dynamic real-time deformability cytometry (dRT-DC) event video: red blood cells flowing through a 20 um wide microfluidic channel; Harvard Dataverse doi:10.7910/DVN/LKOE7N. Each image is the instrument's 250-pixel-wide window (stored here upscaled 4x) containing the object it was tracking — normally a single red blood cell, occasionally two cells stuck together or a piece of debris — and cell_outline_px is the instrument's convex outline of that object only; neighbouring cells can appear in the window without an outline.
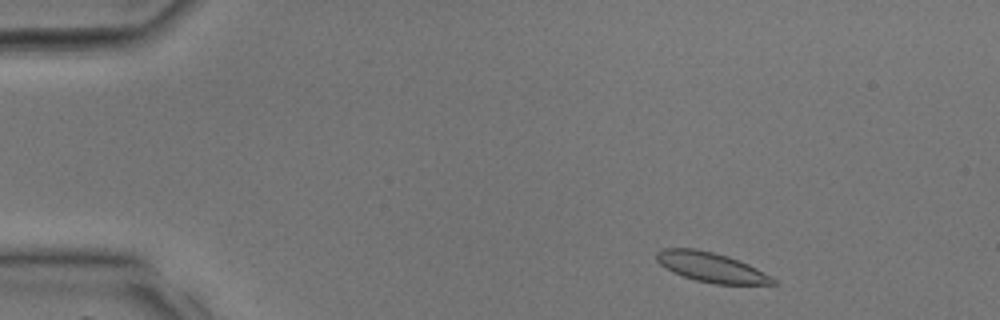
{"species": "common noctule bat (a hibernating species)", "species_latin": "Nyctalus noctula", "temperature_condition": "room temperature", "stored_images_in_passage": 31, "camera_frame_rate_fps": 3000, "um_per_image_px": 0.085, "animal": {"sex": "male", "body_mass_g": 17.9, "forearm_length_mm": 54.2}, "frame": {"image": 1, "passage_image": 2, "time_ms": 0.333, "image_size_px": [1000, 320], "cell_outline_px": [[776, 284], [716, 284], [696, 280], [672, 272], [664, 268], [656, 260], [656, 252], [660, 248], [692, 248], [712, 252], [728, 256], [748, 264], [756, 268], [776, 280]], "centroid_in_image_um": [60.39, 22.7], "position_along_channel_um": 24.6, "area_um2": 20.0}}
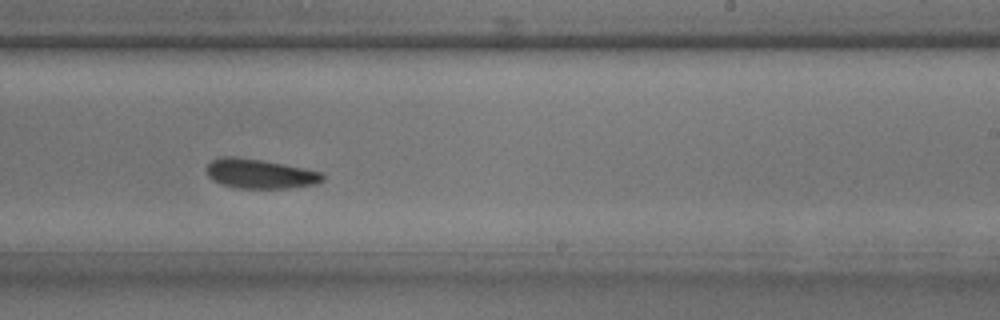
{"frame": {"image": 2, "passage_image": 19, "time_ms": 6.0, "image_size_px": [1000, 320], "cell_outline_px": [[324, 180], [316, 184], [288, 188], [236, 188], [220, 184], [212, 180], [208, 176], [208, 164], [212, 160], [220, 156], [236, 156], [284, 164], [324, 172]], "centroid_in_image_um": [22.11, 14.77], "position_along_channel_um": 266.9, "area_um2": 20.06}}
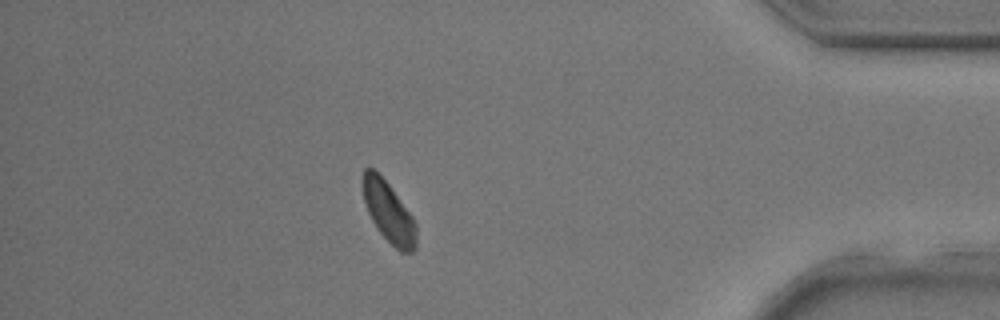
{"frame": {"image": 3, "passage_image": 28, "time_ms": 9.0, "image_size_px": [1000, 320], "cell_outline_px": [[416, 248], [412, 252], [400, 252], [380, 232], [372, 220], [368, 212], [364, 200], [360, 184], [360, 180], [364, 168], [372, 168], [388, 184], [412, 216], [416, 224]], "centroid_in_image_um": [33.0, 18.01], "position_along_channel_um": 402.2, "area_um2": 18.73}}